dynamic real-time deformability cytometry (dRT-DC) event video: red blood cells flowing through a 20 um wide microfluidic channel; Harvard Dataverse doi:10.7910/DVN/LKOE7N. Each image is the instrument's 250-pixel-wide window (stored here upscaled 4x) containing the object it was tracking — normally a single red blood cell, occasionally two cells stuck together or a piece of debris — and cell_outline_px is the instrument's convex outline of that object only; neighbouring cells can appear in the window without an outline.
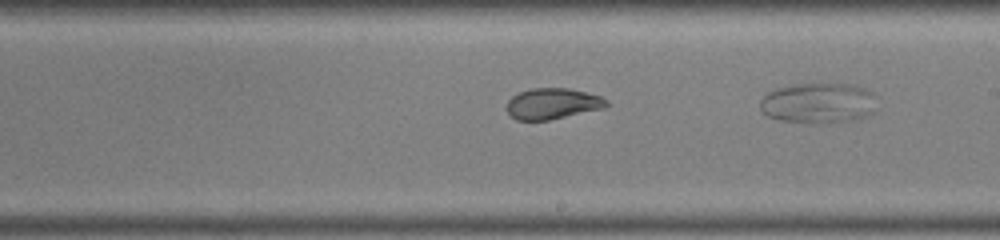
{"species": "common noctule bat (a hibernating species)", "species_latin": "Nyctalus noctula", "temperature_condition": "warm", "stored_images_in_passage": 23, "camera_frame_rate_fps": 3000, "um_per_image_px": 0.085, "animal": {"sex": "male", "body_mass_g": 19.0, "forearm_length_mm": 50.8}, "frame": {"image": 1, "passage_image": 14, "time_ms": 4.333, "image_size_px": [1000, 240], "cell_outline_px": [[608, 104], [604, 108], [548, 120], [516, 120], [508, 112], [508, 100], [512, 96], [520, 92], [532, 88], [568, 88], [600, 96], [608, 100]], "centroid_in_image_um": [46.97, 8.81], "position_along_channel_um": 242.0, "area_um2": 17.74}}
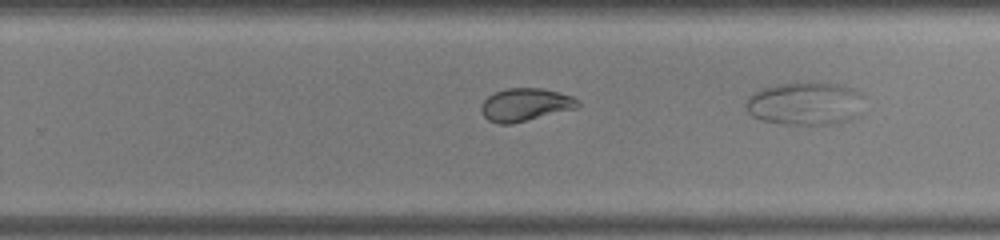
{"frame": {"image": 2, "passage_image": 17, "time_ms": 5.333, "image_size_px": [1000, 240], "cell_outline_px": [[580, 104], [576, 108], [512, 124], [500, 124], [488, 120], [484, 116], [480, 108], [480, 104], [488, 96], [496, 92], [508, 88], [544, 88], [560, 92], [572, 96], [580, 100]], "centroid_in_image_um": [44.66, 8.89], "position_along_channel_um": 285.1, "area_um2": 18.55}}